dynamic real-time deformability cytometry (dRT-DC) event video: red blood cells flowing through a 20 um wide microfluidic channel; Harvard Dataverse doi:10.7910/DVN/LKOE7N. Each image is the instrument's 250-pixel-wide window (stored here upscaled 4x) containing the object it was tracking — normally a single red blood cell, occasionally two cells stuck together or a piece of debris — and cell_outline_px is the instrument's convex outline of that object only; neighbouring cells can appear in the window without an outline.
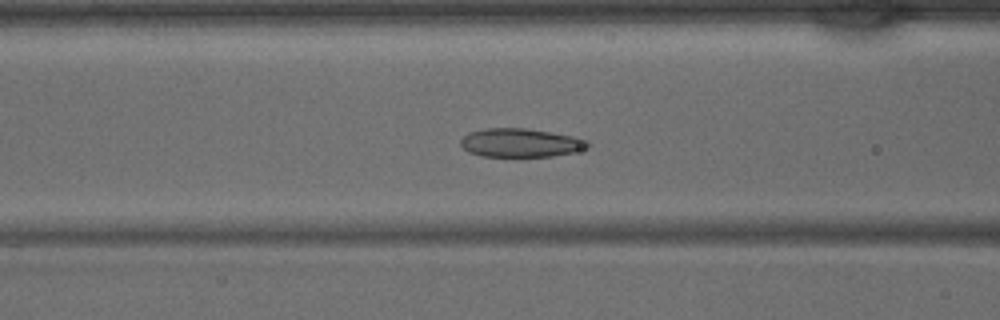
{"species": "common noctule bat (a hibernating species)", "species_latin": "Nyctalus noctula", "temperature_condition": "warm", "stored_images_in_passage": 41, "camera_frame_rate_fps": 3000, "um_per_image_px": 0.085, "animal": {"sex": "male", "body_mass_g": 15.6}, "frame": {"image": 1, "passage_image": 16, "time_ms": 5.0, "image_size_px": [1000, 320], "cell_outline_px": [[592, 144], [588, 148], [572, 152], [552, 156], [480, 156], [468, 152], [460, 144], [460, 140], [468, 132], [484, 128], [524, 128], [572, 136], [588, 140]], "centroid_in_image_um": [44.23, 12.13], "position_along_channel_um": 122.4, "area_um2": 21.15}}
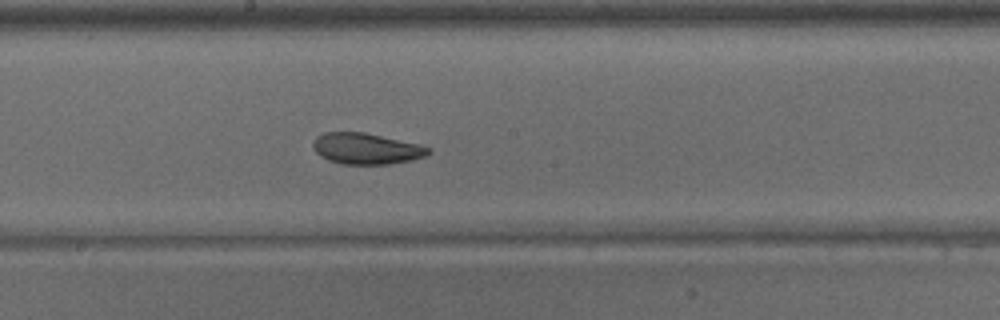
{"frame": {"image": 2, "passage_image": 22, "time_ms": 7.0, "image_size_px": [1000, 320], "cell_outline_px": [[432, 152], [424, 156], [412, 160], [388, 164], [340, 164], [328, 160], [320, 156], [316, 152], [312, 144], [316, 136], [324, 132], [364, 132], [420, 144], [432, 148]], "centroid_in_image_um": [31.14, 12.63], "position_along_channel_um": 217.1, "area_um2": 21.04}}
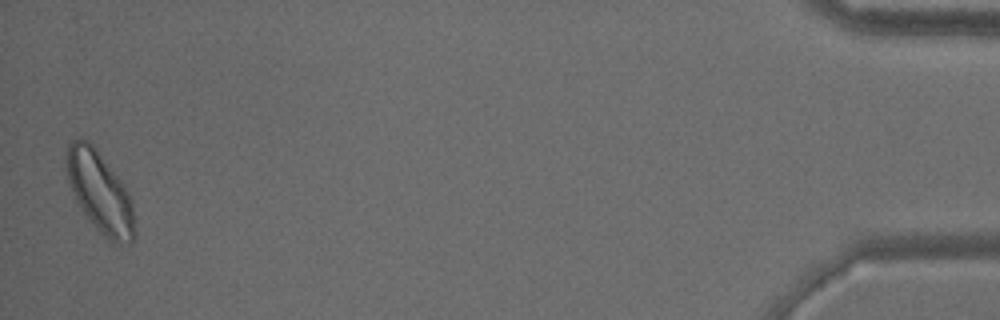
{"frame": {"image": 3, "passage_image": 41, "time_ms": 13.333, "image_size_px": [1000, 320], "cell_outline_px": [[136, 236], [128, 244], [108, 244], [88, 220], [76, 200], [68, 180], [64, 160], [68, 144], [72, 140], [80, 136], [88, 140], [96, 148], [120, 180], [128, 192], [132, 204], [136, 232]], "centroid_in_image_um": [8.48, 16.38], "position_along_channel_um": 426.7, "area_um2": 32.77}}